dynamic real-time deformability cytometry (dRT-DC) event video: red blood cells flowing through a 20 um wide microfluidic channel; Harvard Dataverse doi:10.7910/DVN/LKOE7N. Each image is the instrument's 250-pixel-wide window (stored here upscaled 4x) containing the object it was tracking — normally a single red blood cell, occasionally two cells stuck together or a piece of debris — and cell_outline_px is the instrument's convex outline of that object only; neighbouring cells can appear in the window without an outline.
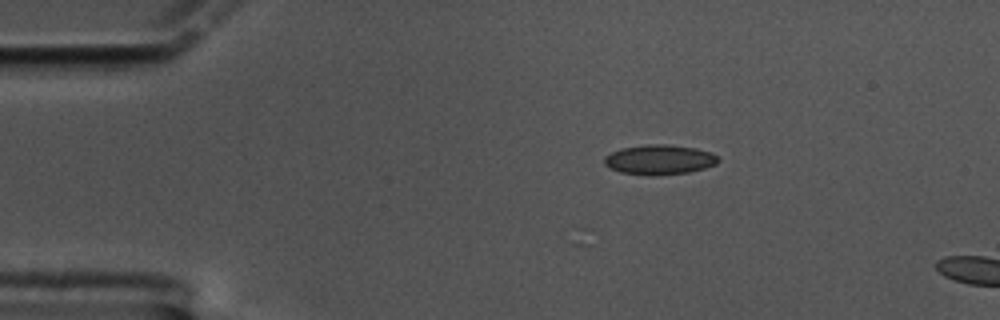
{"species": "common noctule bat (a hibernating species)", "species_latin": "Nyctalus noctula", "temperature_condition": "cold", "stored_images_in_passage": 4, "camera_frame_rate_fps": 3000, "um_per_image_px": 0.085, "animal": {"sex": "male", "body_mass_g": 17.5, "forearm_length_mm": 52.3}, "frame": {"image": 1, "passage_image": 1, "time_ms": 0.0, "image_size_px": [1000, 320], "cell_outline_px": [[720, 160], [716, 164], [704, 168], [688, 172], [652, 176], [620, 172], [608, 168], [604, 164], [604, 156], [620, 148], [648, 144], [668, 144], [696, 148], [712, 152]], "centroid_in_image_um": [56.03, 13.57], "position_along_channel_um": 29.0, "area_um2": 19.94}}